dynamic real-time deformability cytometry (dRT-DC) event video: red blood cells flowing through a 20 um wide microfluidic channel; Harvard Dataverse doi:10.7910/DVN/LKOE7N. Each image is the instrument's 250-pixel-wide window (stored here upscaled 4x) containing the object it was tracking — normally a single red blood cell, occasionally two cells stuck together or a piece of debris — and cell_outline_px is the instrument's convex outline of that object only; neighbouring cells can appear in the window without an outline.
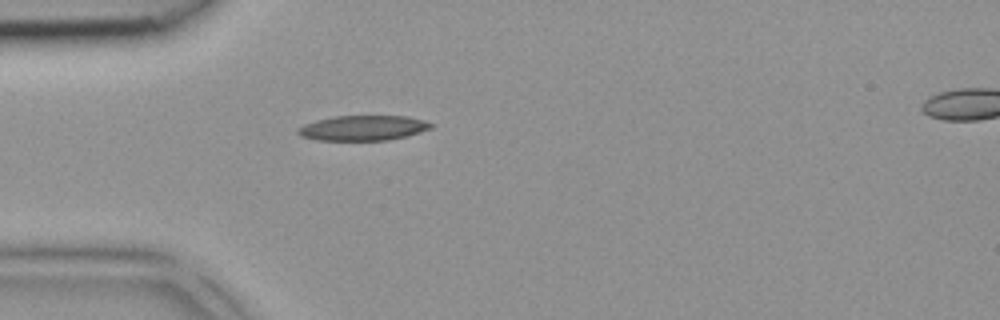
{"species": "common noctule bat (a hibernating species)", "species_latin": "Nyctalus noctula", "temperature_condition": "room temperature", "stored_images_in_passage": 2, "segment_of_instrument_passage": [1, 2], "camera_frame_rate_fps": 3000, "um_per_image_px": 0.085, "animal": {"sex": "female", "body_mass_g": 18.4}, "frame": {"image": 1, "passage_image": 1, "time_ms": 0.0, "image_size_px": [1000, 320], "cell_outline_px": [[432, 128], [408, 136], [388, 140], [316, 140], [300, 136], [296, 132], [296, 128], [304, 124], [316, 120], [336, 116], [408, 116], [424, 120], [432, 124]], "centroid_in_image_um": [30.84, 10.88], "position_along_channel_um": 54.2, "area_um2": 19.54}}